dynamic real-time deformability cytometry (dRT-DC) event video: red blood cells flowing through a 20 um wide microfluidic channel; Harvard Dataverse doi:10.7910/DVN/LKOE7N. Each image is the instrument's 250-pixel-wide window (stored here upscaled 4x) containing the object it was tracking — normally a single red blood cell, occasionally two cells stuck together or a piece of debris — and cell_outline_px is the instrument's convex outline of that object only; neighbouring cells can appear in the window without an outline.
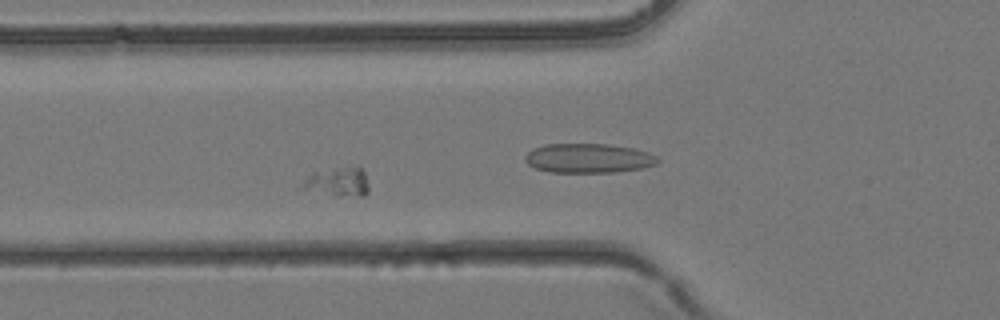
{"species": "common noctule bat (a hibernating species)", "species_latin": "Nyctalus noctula", "temperature_condition": "room temperature", "stored_images_in_passage": 32, "camera_frame_rate_fps": 3000, "um_per_image_px": 0.085, "animal": {"sex": "female", "body_mass_g": 24.6, "forearm_length_mm": 56.2}, "frame": {"image": 1, "passage_image": 10, "time_ms": 3.0, "image_size_px": [1000, 320], "cell_outline_px": [[368, 192], [364, 196], [360, 196], [304, 188], [304, 180], [312, 172], [348, 164], [360, 168], [364, 172], [368, 184]], "centroid_in_image_um": [28.81, 15.35], "position_along_channel_um": 97.0, "area_um2": 10.64}}
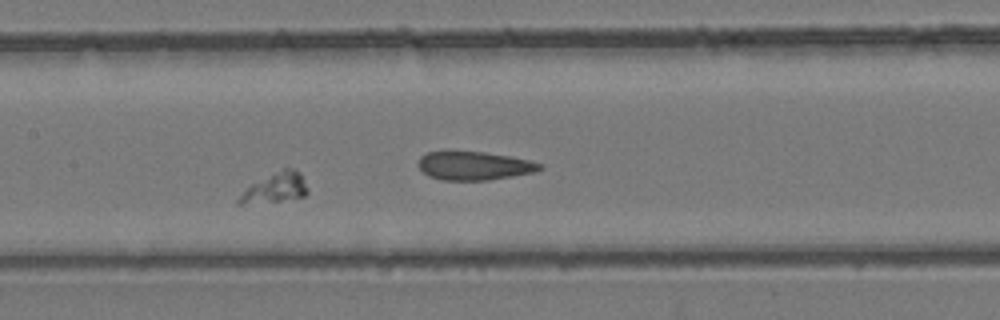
{"frame": {"image": 2, "passage_image": 15, "time_ms": 4.667, "image_size_px": [1000, 320], "cell_outline_px": [[308, 192], [304, 196], [280, 200], [240, 204], [236, 204], [236, 200], [252, 184], [284, 168], [288, 168], [296, 172], [300, 176], [308, 188]], "centroid_in_image_um": [23.39, 15.99], "position_along_channel_um": 184.0, "area_um2": 11.1}}
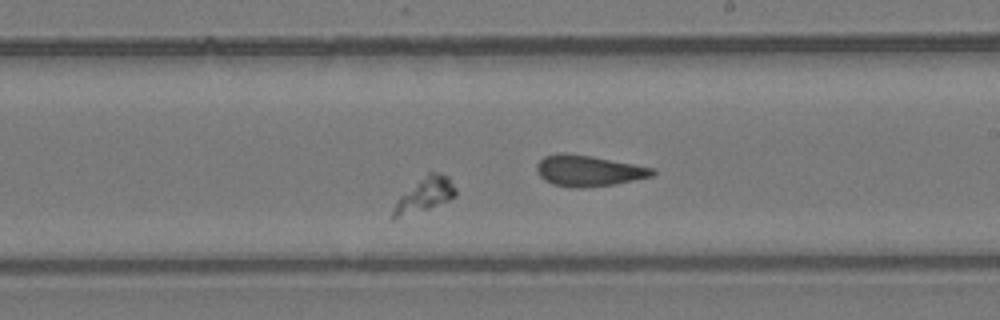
{"frame": {"image": 3, "passage_image": 19, "time_ms": 6.0, "image_size_px": [1000, 320], "cell_outline_px": [[456, 196], [448, 200], [428, 208], [392, 220], [392, 208], [396, 200], [400, 196], [428, 172], [440, 172], [448, 176], [456, 188]], "centroid_in_image_um": [36.08, 16.54], "position_along_channel_um": 252.9, "area_um2": 12.25}}